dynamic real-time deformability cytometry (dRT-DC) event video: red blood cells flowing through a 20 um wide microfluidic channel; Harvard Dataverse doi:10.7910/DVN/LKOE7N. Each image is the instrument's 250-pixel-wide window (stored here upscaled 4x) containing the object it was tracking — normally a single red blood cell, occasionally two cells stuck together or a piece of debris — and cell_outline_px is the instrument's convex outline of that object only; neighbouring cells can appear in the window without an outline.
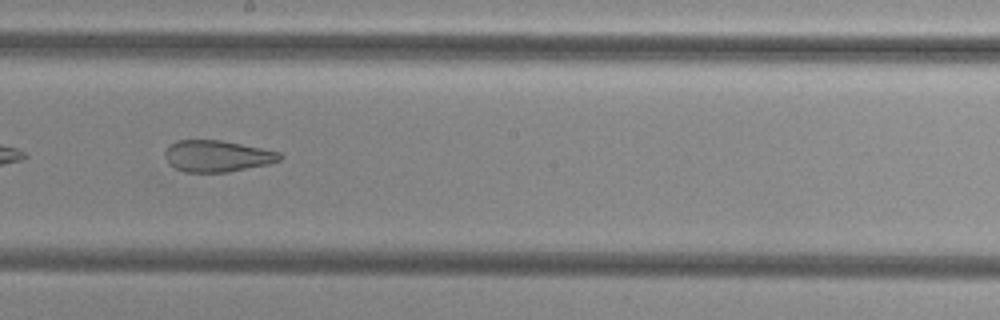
{"species": "common noctule bat (a hibernating species)", "species_latin": "Nyctalus noctula", "temperature_condition": "cold", "stored_images_in_passage": 41, "camera_frame_rate_fps": 3000, "um_per_image_px": 0.085, "animal": {"sex": "female", "body_mass_g": 29.2, "forearm_length_mm": 56.3}, "frame": {"image": 1, "passage_image": 18, "time_ms": 5.667, "image_size_px": [1000, 320], "cell_outline_px": [[284, 156], [280, 160], [268, 164], [228, 172], [184, 172], [168, 164], [164, 156], [164, 152], [176, 140], [220, 140], [280, 152]], "centroid_in_image_um": [18.44, 13.27], "position_along_channel_um": 229.8, "area_um2": 20.98}, "authors_computed_cell_mechanics": {"area_um2": 24.1604, "velocity_mm_per_s": 3.8575, "shape_relaxation_time_tau1_ms": null, "shape_relaxation_time_tau2_ms": 2.5608, "deformation_change_tau1": null, "deformation_change_tau2": 0.1187}}